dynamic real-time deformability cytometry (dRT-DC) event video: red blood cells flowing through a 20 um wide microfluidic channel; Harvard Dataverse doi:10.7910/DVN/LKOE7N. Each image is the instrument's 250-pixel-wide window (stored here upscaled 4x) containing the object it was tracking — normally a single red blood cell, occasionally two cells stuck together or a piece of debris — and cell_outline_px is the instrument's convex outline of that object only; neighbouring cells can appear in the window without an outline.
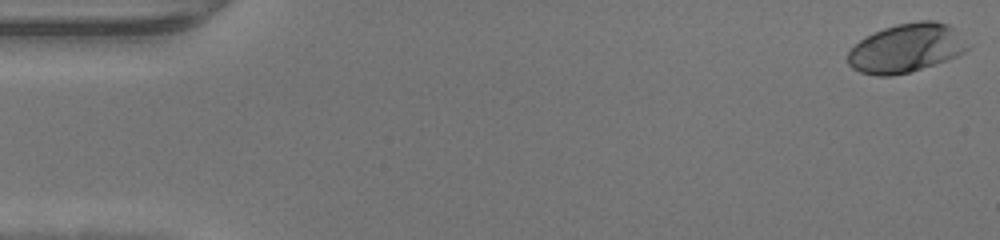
{"species": "human", "species_latin": "Homo sapiens", "temperature_condition": "warm", "stored_images_in_passage": 48, "camera_frame_rate_fps": 3000, "um_per_image_px": 0.085, "donor": {"sex": "male"}, "frame": {"image": 1, "passage_image": 1, "time_ms": 0.0, "image_size_px": [1000, 240], "cell_outline_px": [[972, 44], [964, 52], [956, 56], [912, 72], [892, 76], [876, 76], [860, 72], [852, 68], [848, 64], [848, 52], [860, 40], [884, 28], [896, 24], [920, 20], [932, 20], [948, 24]], "centroid_in_image_um": [77.05, 4.09], "position_along_channel_um": 7.9, "area_um2": 34.1}}
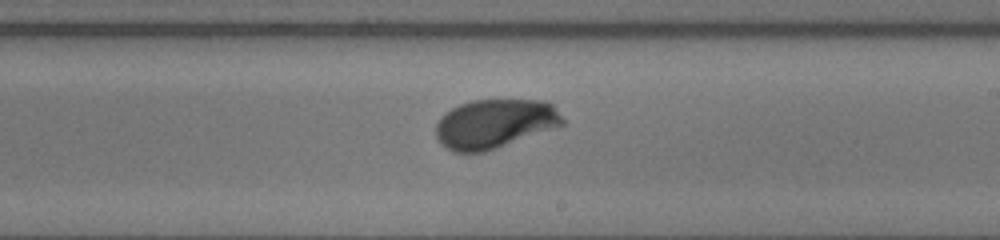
{"frame": {"image": 2, "passage_image": 28, "time_ms": 9.0, "image_size_px": [1000, 240], "cell_outline_px": [[564, 124], [496, 148], [484, 152], [452, 152], [440, 144], [436, 136], [436, 124], [440, 116], [452, 108], [460, 104], [472, 100], [544, 100], [552, 104], [564, 120]], "centroid_in_image_um": [42.0, 10.51], "position_along_channel_um": 247.0, "area_um2": 36.07}}
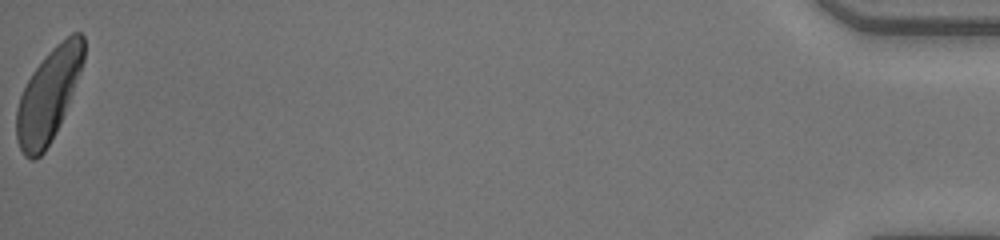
{"frame": {"image": 3, "passage_image": 48, "time_ms": 15.667, "image_size_px": [1000, 240], "cell_outline_px": [[84, 60], [80, 72], [64, 112], [44, 152], [36, 160], [32, 160], [24, 156], [16, 140], [16, 108], [20, 96], [32, 72], [44, 56], [56, 44], [72, 32], [80, 32], [84, 36]], "centroid_in_image_um": [4.1, 8.07], "position_along_channel_um": 431.1, "area_um2": 35.6}}